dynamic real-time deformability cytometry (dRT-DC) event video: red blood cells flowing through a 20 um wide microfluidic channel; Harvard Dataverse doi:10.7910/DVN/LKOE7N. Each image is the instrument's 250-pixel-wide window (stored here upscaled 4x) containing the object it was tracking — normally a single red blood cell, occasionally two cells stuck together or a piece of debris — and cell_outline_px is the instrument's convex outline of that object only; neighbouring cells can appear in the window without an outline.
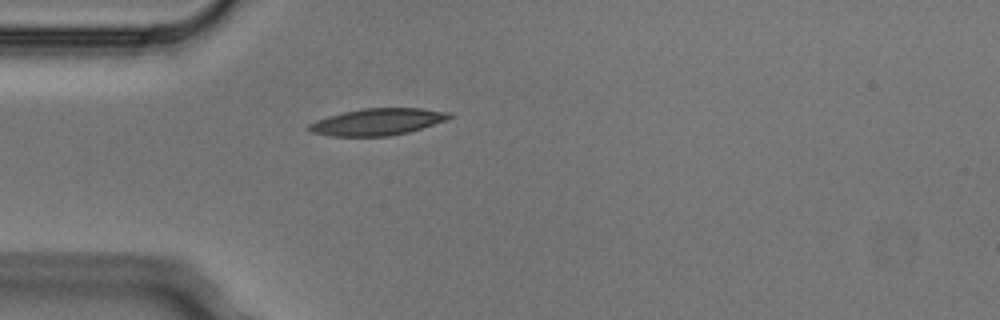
{"species": "Egyptian fruit bat (a non-hibernating species)", "species_latin": "Rousettus aegyptiacus", "temperature_condition": "cold", "stored_images_in_passage": 1, "camera_frame_rate_fps": 3000, "um_per_image_px": 0.085, "animal": {"sex": "male"}, "frame": {"image": 1, "passage_image": 1, "time_ms": 0.0, "image_size_px": [1000, 320], "cell_outline_px": [[452, 116], [448, 120], [408, 132], [388, 136], [332, 136], [312, 132], [304, 128], [308, 124], [316, 120], [328, 116], [344, 112], [364, 108], [420, 108], [452, 112]], "centroid_in_image_um": [32.09, 10.35], "position_along_channel_um": 52.9, "area_um2": 21.96}}